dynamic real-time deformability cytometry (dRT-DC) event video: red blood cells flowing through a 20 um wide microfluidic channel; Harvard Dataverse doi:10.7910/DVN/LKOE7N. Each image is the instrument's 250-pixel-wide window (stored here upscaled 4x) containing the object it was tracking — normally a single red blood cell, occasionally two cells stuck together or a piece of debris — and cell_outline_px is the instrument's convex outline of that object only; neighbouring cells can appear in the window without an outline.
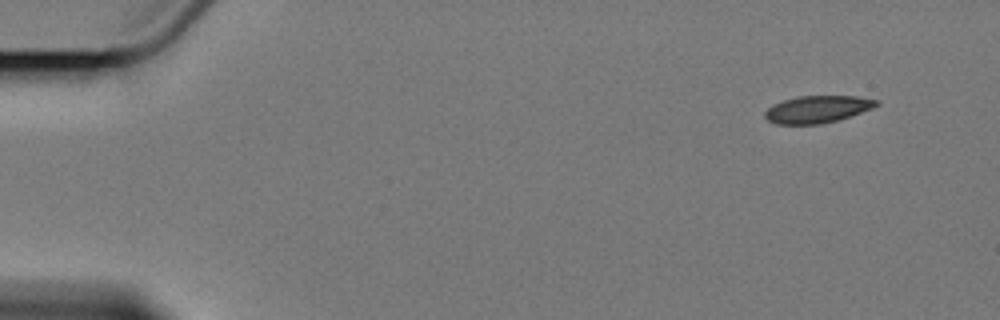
{"species": "Egyptian fruit bat (a non-hibernating species)", "species_latin": "Rousettus aegyptiacus", "temperature_condition": "cold", "stored_images_in_passage": 9, "camera_frame_rate_fps": 3000, "um_per_image_px": 0.085, "animal": {"sex": "female"}, "frame": {"image": 1, "passage_image": 1, "time_ms": 0.0, "image_size_px": [1000, 320], "cell_outline_px": [[880, 104], [872, 108], [836, 120], [820, 124], [776, 124], [768, 120], [764, 116], [764, 112], [768, 108], [784, 100], [796, 96], [856, 96], [880, 100]], "centroid_in_image_um": [69.48, 9.28], "position_along_channel_um": 15.5, "area_um2": 17.46}}
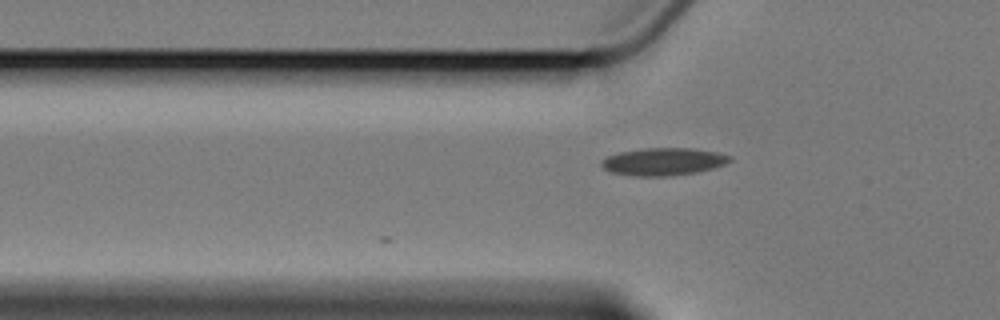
{"frame": {"image": 2, "passage_image": 5, "time_ms": 5.0, "image_size_px": [1000, 320], "cell_outline_px": [[732, 160], [724, 164], [712, 168], [696, 172], [664, 176], [636, 176], [612, 172], [604, 168], [600, 164], [600, 160], [608, 156], [620, 152], [644, 148], [692, 148], [720, 152], [732, 156]], "centroid_in_image_um": [56.4, 13.72], "position_along_channel_um": 69.4, "area_um2": 20.52}}
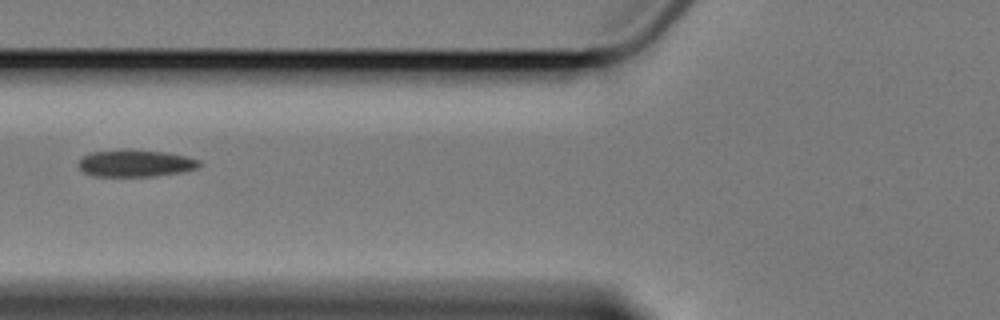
{"frame": {"image": 3, "passage_image": 6, "time_ms": 6.333, "image_size_px": [1000, 320], "cell_outline_px": [[204, 164], [200, 168], [180, 172], [156, 176], [92, 176], [84, 172], [76, 164], [84, 156], [92, 152], [168, 152], [188, 156], [200, 160]], "centroid_in_image_um": [11.61, 13.92], "position_along_channel_um": 114.2, "area_um2": 18.44}}